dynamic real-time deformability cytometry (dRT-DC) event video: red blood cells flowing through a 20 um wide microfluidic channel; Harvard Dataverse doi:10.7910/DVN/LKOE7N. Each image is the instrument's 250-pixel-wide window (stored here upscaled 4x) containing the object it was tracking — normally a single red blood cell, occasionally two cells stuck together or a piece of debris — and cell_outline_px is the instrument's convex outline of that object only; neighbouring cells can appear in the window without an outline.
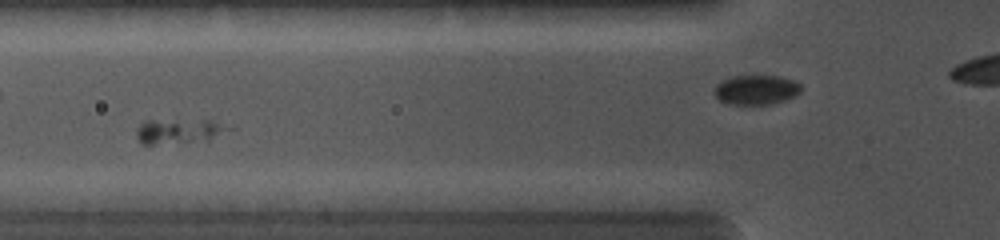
{"species": "common noctule bat (a hibernating species)", "species_latin": "Nyctalus noctula", "temperature_condition": "cold", "stored_images_in_passage": 7, "camera_frame_rate_fps": 5000, "um_per_image_px": 0.085, "animal": {"sex": "female", "body_mass_g": 19.0, "forearm_length_mm": 56.7}, "frame": {"image": 1, "passage_image": 3, "time_ms": 2.2, "image_size_px": [1000, 240], "cell_outline_px": [[224, 128], [208, 140], [152, 144], [144, 144], [136, 136], [136, 128], [144, 120], [212, 120], [220, 124]], "centroid_in_image_um": [15.0, 11.13], "position_along_channel_um": 110.8, "area_um2": 12.54}}